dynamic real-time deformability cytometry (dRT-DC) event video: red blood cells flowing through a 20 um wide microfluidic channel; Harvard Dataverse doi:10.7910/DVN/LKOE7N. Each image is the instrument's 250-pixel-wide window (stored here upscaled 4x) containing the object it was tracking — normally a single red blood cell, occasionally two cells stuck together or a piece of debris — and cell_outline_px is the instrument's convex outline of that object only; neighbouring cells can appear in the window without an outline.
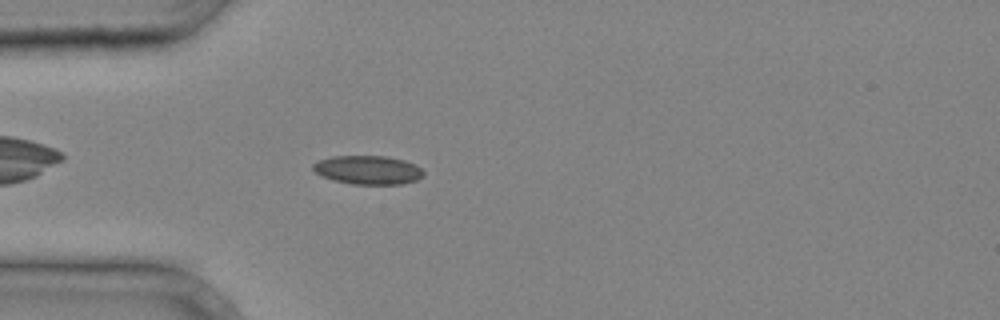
{"species": "common noctule bat (a hibernating species)", "species_latin": "Nyctalus noctula", "temperature_condition": "cold", "stored_images_in_passage": 31, "camera_frame_rate_fps": 3000, "um_per_image_px": 0.085, "animal": {"sex": "male", "body_mass_g": 20.4}, "frame": {"image": 1, "passage_image": 4, "time_ms": 1.0, "image_size_px": [1000, 320], "cell_outline_px": [[424, 176], [416, 180], [404, 184], [352, 184], [332, 180], [316, 172], [312, 168], [312, 164], [316, 160], [332, 156], [384, 156], [404, 160], [416, 164], [424, 172]], "centroid_in_image_um": [31.28, 14.44], "position_along_channel_um": 53.7, "area_um2": 18.61}}
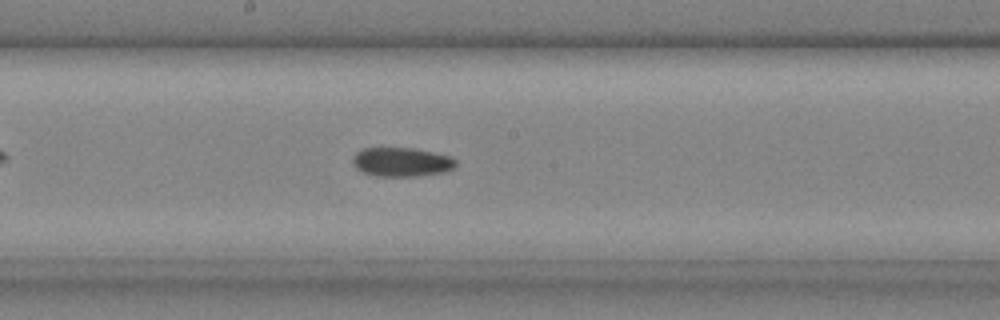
{"frame": {"image": 2, "passage_image": 14, "time_ms": 4.333, "image_size_px": [1000, 320], "cell_outline_px": [[456, 164], [452, 168], [444, 172], [416, 176], [376, 176], [364, 172], [356, 168], [352, 164], [352, 156], [356, 152], [364, 148], [412, 148], [432, 152], [448, 156], [456, 160]], "centroid_in_image_um": [34.09, 13.77], "position_along_channel_um": 214.1, "area_um2": 17.34}}
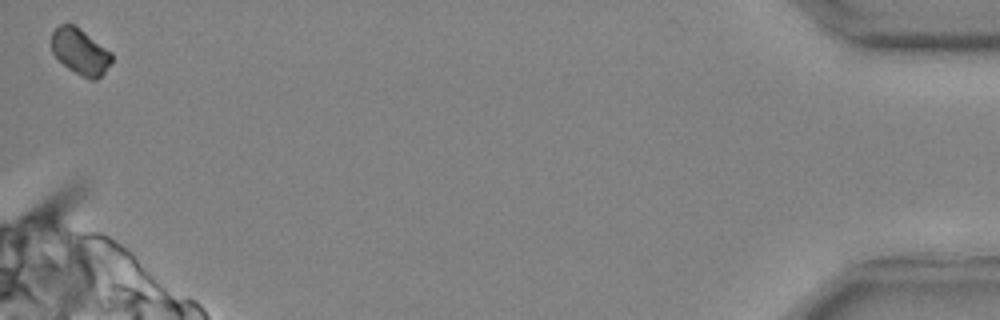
{"frame": {"image": 3, "passage_image": 31, "time_ms": 10.0, "image_size_px": [1000, 320], "cell_outline_px": [[112, 60], [104, 72], [96, 80], [88, 80], [68, 68], [52, 52], [52, 32], [60, 24], [72, 24], [80, 28], [112, 52]], "centroid_in_image_um": [6.83, 4.39], "position_along_channel_um": 428.4, "area_um2": 16.01}}